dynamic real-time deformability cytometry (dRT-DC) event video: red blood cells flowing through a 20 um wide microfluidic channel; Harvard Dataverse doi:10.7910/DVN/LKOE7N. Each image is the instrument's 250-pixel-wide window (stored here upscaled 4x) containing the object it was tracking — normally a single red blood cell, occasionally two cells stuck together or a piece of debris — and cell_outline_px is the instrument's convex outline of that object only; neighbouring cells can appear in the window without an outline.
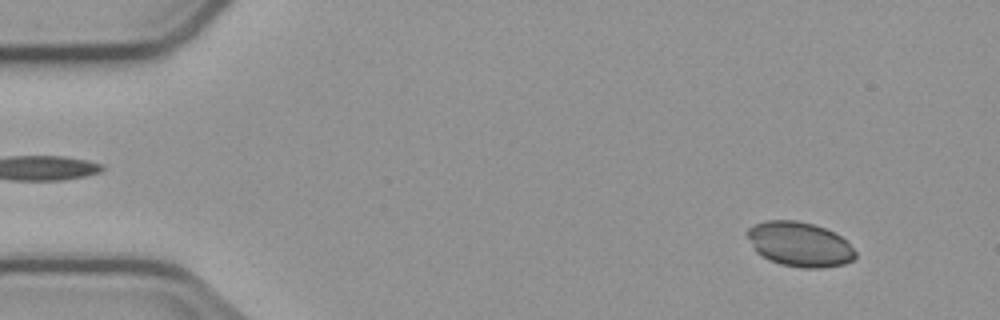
{"species": "common noctule bat (a hibernating species)", "species_latin": "Nyctalus noctula", "temperature_condition": "cold", "stored_images_in_passage": 4, "camera_frame_rate_fps": 3000, "um_per_image_px": 0.085, "animal": {"sex": "male", "body_mass_g": 23.1, "forearm_length_mm": 52.7}, "frame": {"image": 1, "passage_image": 1, "time_ms": 0.0, "image_size_px": [1000, 320], "cell_outline_px": [[856, 256], [852, 260], [844, 264], [820, 268], [804, 268], [780, 264], [768, 260], [756, 252], [744, 232], [748, 228], [756, 224], [768, 220], [796, 220], [812, 224], [836, 232], [848, 240], [856, 252]], "centroid_in_image_um": [67.98, 20.76], "position_along_channel_um": 17.0, "area_um2": 28.38}}